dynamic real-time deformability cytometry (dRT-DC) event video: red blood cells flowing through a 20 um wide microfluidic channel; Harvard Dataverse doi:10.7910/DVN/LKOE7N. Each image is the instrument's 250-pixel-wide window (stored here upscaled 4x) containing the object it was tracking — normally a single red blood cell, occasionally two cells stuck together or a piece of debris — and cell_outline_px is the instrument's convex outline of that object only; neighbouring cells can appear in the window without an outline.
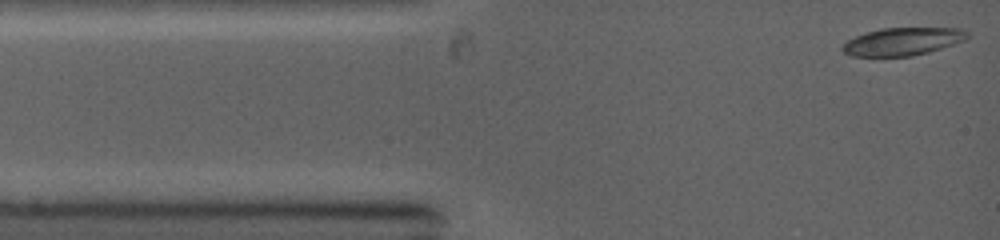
{"species": "common noctule bat (a hibernating species)", "species_latin": "Nyctalus noctula", "temperature_condition": "warm", "stored_images_in_passage": 45, "camera_frame_rate_fps": 5000, "um_per_image_px": 0.085, "animal": {"sex": "female", "body_mass_g": 19.0, "forearm_length_mm": 53.3}, "frame": {"image": 1, "passage_image": 1, "time_ms": 0.0, "image_size_px": [1000, 240], "cell_outline_px": [[968, 36], [964, 40], [928, 52], [912, 56], [852, 56], [844, 52], [840, 48], [848, 40], [856, 36], [868, 32], [884, 28], [960, 28], [968, 32]], "centroid_in_image_um": [76.71, 3.53], "position_along_channel_um": 8.3, "area_um2": 19.88}}
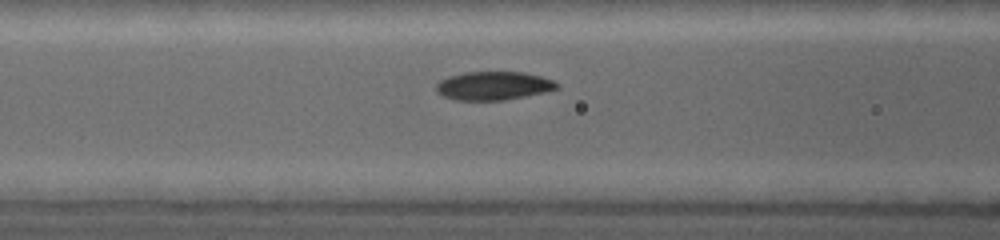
{"frame": {"image": 2, "passage_image": 17, "time_ms": 3.8, "image_size_px": [1000, 240], "cell_outline_px": [[560, 88], [544, 92], [504, 100], [456, 100], [444, 96], [436, 92], [436, 84], [440, 80], [448, 76], [464, 72], [524, 72], [540, 76], [552, 80], [560, 84]], "centroid_in_image_um": [41.94, 7.28], "position_along_channel_um": 124.7, "area_um2": 20.06}}
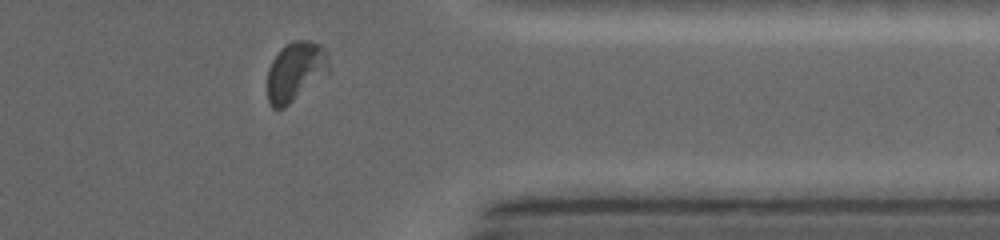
{"frame": {"image": 3, "passage_image": 41, "time_ms": 9.8, "image_size_px": [1000, 240], "cell_outline_px": [[328, 72], [284, 108], [272, 108], [268, 100], [268, 68], [272, 60], [280, 48], [292, 40], [312, 40], [320, 44], [324, 48], [328, 56]], "centroid_in_image_um": [25.1, 6.04], "position_along_channel_um": 386.3, "area_um2": 21.15}}